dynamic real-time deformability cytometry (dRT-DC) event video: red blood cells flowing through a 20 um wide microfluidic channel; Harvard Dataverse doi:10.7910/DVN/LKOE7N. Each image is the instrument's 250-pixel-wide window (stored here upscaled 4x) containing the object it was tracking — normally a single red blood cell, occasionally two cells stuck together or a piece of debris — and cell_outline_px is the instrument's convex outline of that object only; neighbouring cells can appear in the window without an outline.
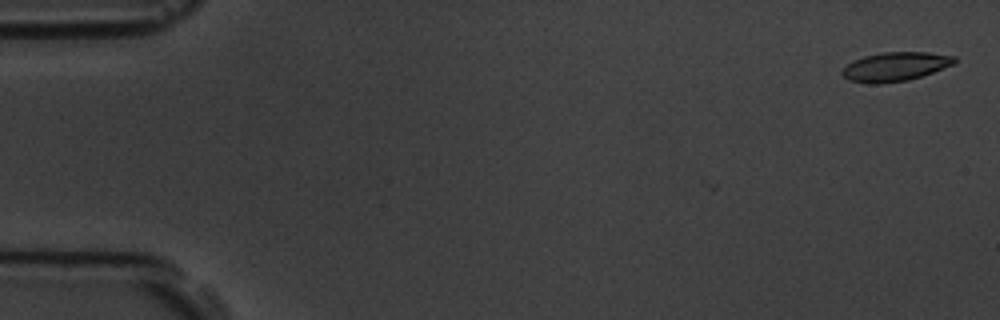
{"species": "common noctule bat (a hibernating species)", "species_latin": "Nyctalus noctula", "temperature_condition": "room temperature", "stored_images_in_passage": 4, "camera_frame_rate_fps": 3000, "um_per_image_px": 0.085, "animal": {"sex": "male", "body_mass_g": 19.5, "forearm_length_mm": 54.6}, "frame": {"image": 1, "passage_image": 1, "time_ms": 0.0, "image_size_px": [1000, 320], "cell_outline_px": [[956, 64], [908, 80], [880, 84], [868, 84], [848, 80], [840, 72], [848, 64], [864, 56], [884, 52], [928, 52], [956, 56]], "centroid_in_image_um": [76.12, 5.67], "position_along_channel_um": 8.9, "area_um2": 18.96}}